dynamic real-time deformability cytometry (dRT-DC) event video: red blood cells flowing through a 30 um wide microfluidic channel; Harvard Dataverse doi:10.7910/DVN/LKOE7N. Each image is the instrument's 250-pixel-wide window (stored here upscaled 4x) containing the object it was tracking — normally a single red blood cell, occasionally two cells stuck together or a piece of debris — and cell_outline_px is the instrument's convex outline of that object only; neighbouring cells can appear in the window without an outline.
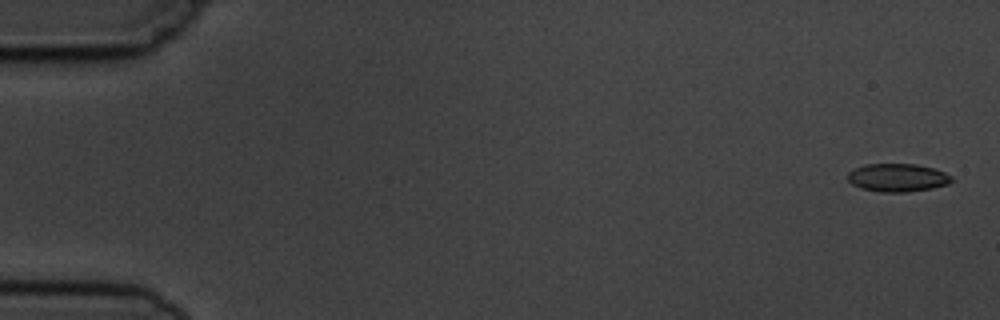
{"species": "common noctule bat (a hibernating species)", "species_latin": "Nyctalus noctula", "temperature_condition": "cold", "stored_images_in_passage": 7, "camera_frame_rate_fps": 3000, "um_per_image_px": 0.085, "animal": {"sex": "male", "body_mass_g": 19.5, "forearm_length_mm": 54.6}, "frame": {"image": 1, "passage_image": 1, "time_ms": 0.0, "image_size_px": [1000, 320], "cell_outline_px": [[956, 180], [948, 184], [932, 188], [908, 192], [880, 192], [860, 188], [852, 184], [848, 180], [848, 172], [864, 164], [916, 164], [936, 168], [952, 176]], "centroid_in_image_um": [76.33, 15.1], "position_along_channel_um": 8.7, "area_um2": 17.22}}
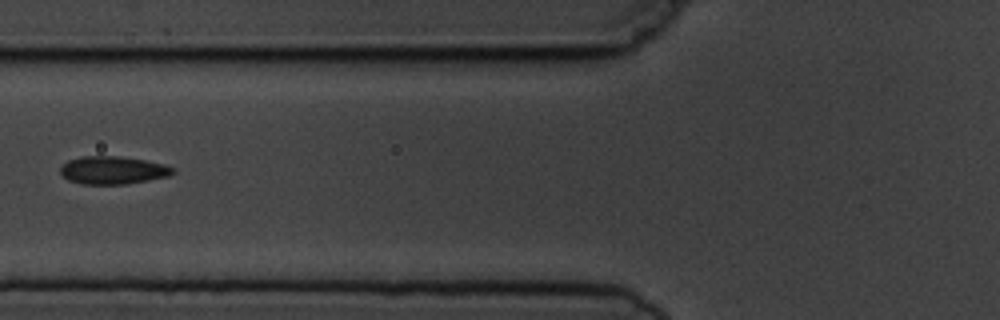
{"frame": {"image": 2, "passage_image": 6, "time_ms": 6.667, "image_size_px": [1000, 320], "cell_outline_px": [[176, 172], [168, 176], [148, 180], [124, 184], [84, 184], [68, 180], [60, 172], [60, 168], [68, 160], [80, 156], [120, 156], [144, 160], [164, 164], [176, 168]], "centroid_in_image_um": [9.61, 14.46], "position_along_channel_um": 116.2, "area_um2": 18.26}}
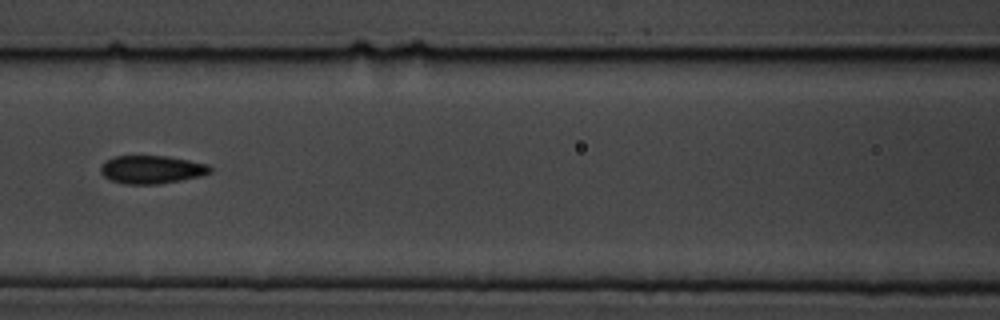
{"frame": {"image": 3, "passage_image": 7, "time_ms": 7.667, "image_size_px": [1000, 320], "cell_outline_px": [[212, 172], [204, 176], [160, 184], [124, 184], [108, 180], [100, 172], [100, 168], [108, 160], [116, 156], [168, 156], [208, 164], [212, 168]], "centroid_in_image_um": [12.94, 14.42], "position_along_channel_um": 153.7, "area_um2": 18.09}}